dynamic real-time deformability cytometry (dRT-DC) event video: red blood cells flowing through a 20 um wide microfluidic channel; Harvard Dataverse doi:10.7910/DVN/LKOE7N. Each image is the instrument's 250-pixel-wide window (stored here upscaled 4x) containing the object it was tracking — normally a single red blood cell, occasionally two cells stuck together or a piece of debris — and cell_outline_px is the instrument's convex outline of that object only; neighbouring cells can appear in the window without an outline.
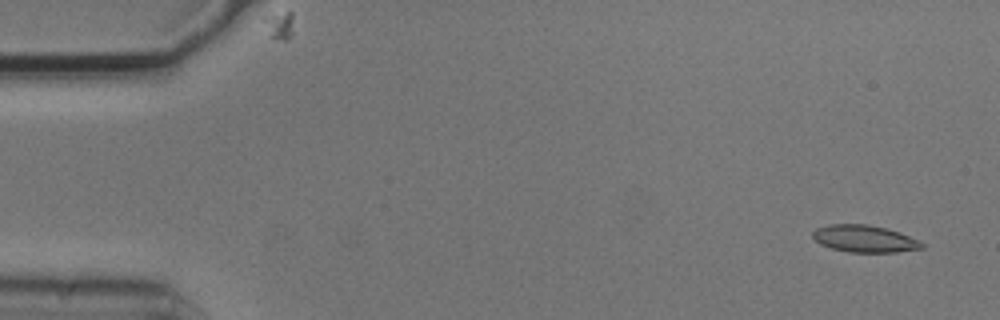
{"species": "common noctule bat (a hibernating species)", "species_latin": "Nyctalus noctula", "temperature_condition": "cold", "stored_images_in_passage": 5, "camera_frame_rate_fps": 3000, "um_per_image_px": 0.085, "animal": {"sex": "male", "body_mass_g": 20.5, "forearm_length_mm": 52.5}, "frame": {"image": 1, "passage_image": 1, "time_ms": 0.0, "image_size_px": [1000, 320], "cell_outline_px": [[924, 248], [896, 252], [848, 252], [832, 248], [820, 244], [812, 236], [812, 232], [816, 228], [828, 224], [868, 224], [900, 232], [920, 240], [924, 244]], "centroid_in_image_um": [73.49, 20.29], "position_along_channel_um": 11.5, "area_um2": 17.28}}